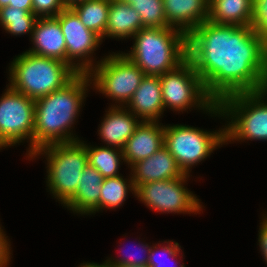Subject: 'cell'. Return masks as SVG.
I'll list each match as a JSON object with an SVG mask.
<instances>
[{
	"mask_svg": "<svg viewBox=\"0 0 267 267\" xmlns=\"http://www.w3.org/2000/svg\"><path fill=\"white\" fill-rule=\"evenodd\" d=\"M253 0H212L209 21L215 24L251 26Z\"/></svg>",
	"mask_w": 267,
	"mask_h": 267,
	"instance_id": "44dd1931",
	"label": "cell"
},
{
	"mask_svg": "<svg viewBox=\"0 0 267 267\" xmlns=\"http://www.w3.org/2000/svg\"><path fill=\"white\" fill-rule=\"evenodd\" d=\"M2 227L0 224V267H8L13 254L9 238Z\"/></svg>",
	"mask_w": 267,
	"mask_h": 267,
	"instance_id": "4dcf8cb0",
	"label": "cell"
},
{
	"mask_svg": "<svg viewBox=\"0 0 267 267\" xmlns=\"http://www.w3.org/2000/svg\"><path fill=\"white\" fill-rule=\"evenodd\" d=\"M127 178L122 175L104 178L99 197V211L120 208L128 199V193L130 192L135 196L136 189L131 173Z\"/></svg>",
	"mask_w": 267,
	"mask_h": 267,
	"instance_id": "603a6c76",
	"label": "cell"
},
{
	"mask_svg": "<svg viewBox=\"0 0 267 267\" xmlns=\"http://www.w3.org/2000/svg\"><path fill=\"white\" fill-rule=\"evenodd\" d=\"M56 18L66 42L67 64L77 73H89L100 62L93 55L102 39L85 27L72 8H65Z\"/></svg>",
	"mask_w": 267,
	"mask_h": 267,
	"instance_id": "7c38bea8",
	"label": "cell"
},
{
	"mask_svg": "<svg viewBox=\"0 0 267 267\" xmlns=\"http://www.w3.org/2000/svg\"><path fill=\"white\" fill-rule=\"evenodd\" d=\"M251 27L267 43V0H253Z\"/></svg>",
	"mask_w": 267,
	"mask_h": 267,
	"instance_id": "f1b7e54d",
	"label": "cell"
},
{
	"mask_svg": "<svg viewBox=\"0 0 267 267\" xmlns=\"http://www.w3.org/2000/svg\"><path fill=\"white\" fill-rule=\"evenodd\" d=\"M64 9L62 0H32V12L37 18L56 17Z\"/></svg>",
	"mask_w": 267,
	"mask_h": 267,
	"instance_id": "f546056e",
	"label": "cell"
},
{
	"mask_svg": "<svg viewBox=\"0 0 267 267\" xmlns=\"http://www.w3.org/2000/svg\"><path fill=\"white\" fill-rule=\"evenodd\" d=\"M163 6L168 25L186 35L209 19V0H163Z\"/></svg>",
	"mask_w": 267,
	"mask_h": 267,
	"instance_id": "ac0fdd59",
	"label": "cell"
},
{
	"mask_svg": "<svg viewBox=\"0 0 267 267\" xmlns=\"http://www.w3.org/2000/svg\"><path fill=\"white\" fill-rule=\"evenodd\" d=\"M267 43L251 26L203 22L187 35V59L208 95L223 98L260 91Z\"/></svg>",
	"mask_w": 267,
	"mask_h": 267,
	"instance_id": "6da1fadb",
	"label": "cell"
},
{
	"mask_svg": "<svg viewBox=\"0 0 267 267\" xmlns=\"http://www.w3.org/2000/svg\"><path fill=\"white\" fill-rule=\"evenodd\" d=\"M30 41L33 46L26 50L29 53L67 63L66 42L60 22L56 17L38 18Z\"/></svg>",
	"mask_w": 267,
	"mask_h": 267,
	"instance_id": "9a60e30c",
	"label": "cell"
},
{
	"mask_svg": "<svg viewBox=\"0 0 267 267\" xmlns=\"http://www.w3.org/2000/svg\"><path fill=\"white\" fill-rule=\"evenodd\" d=\"M103 57L88 73L91 89L112 100L110 106L125 107L146 74L121 51Z\"/></svg>",
	"mask_w": 267,
	"mask_h": 267,
	"instance_id": "ba28073f",
	"label": "cell"
},
{
	"mask_svg": "<svg viewBox=\"0 0 267 267\" xmlns=\"http://www.w3.org/2000/svg\"><path fill=\"white\" fill-rule=\"evenodd\" d=\"M225 145V125L219 130H205L184 124L164 125V146L185 174Z\"/></svg>",
	"mask_w": 267,
	"mask_h": 267,
	"instance_id": "9c48e42d",
	"label": "cell"
},
{
	"mask_svg": "<svg viewBox=\"0 0 267 267\" xmlns=\"http://www.w3.org/2000/svg\"><path fill=\"white\" fill-rule=\"evenodd\" d=\"M86 146L88 164L98 170L104 178L120 176V168L124 161L121 149L109 146L89 145L80 140Z\"/></svg>",
	"mask_w": 267,
	"mask_h": 267,
	"instance_id": "7402d4cb",
	"label": "cell"
},
{
	"mask_svg": "<svg viewBox=\"0 0 267 267\" xmlns=\"http://www.w3.org/2000/svg\"><path fill=\"white\" fill-rule=\"evenodd\" d=\"M0 97V151L29 143L26 158L33 154L35 100L13 90L8 84Z\"/></svg>",
	"mask_w": 267,
	"mask_h": 267,
	"instance_id": "30bf717a",
	"label": "cell"
},
{
	"mask_svg": "<svg viewBox=\"0 0 267 267\" xmlns=\"http://www.w3.org/2000/svg\"><path fill=\"white\" fill-rule=\"evenodd\" d=\"M129 170L135 189L149 182L176 179L186 175L165 146L152 156L136 162Z\"/></svg>",
	"mask_w": 267,
	"mask_h": 267,
	"instance_id": "5bb4252c",
	"label": "cell"
},
{
	"mask_svg": "<svg viewBox=\"0 0 267 267\" xmlns=\"http://www.w3.org/2000/svg\"><path fill=\"white\" fill-rule=\"evenodd\" d=\"M78 267H116L112 264L107 263L106 261L102 262V264L95 263V262H83Z\"/></svg>",
	"mask_w": 267,
	"mask_h": 267,
	"instance_id": "836d02e7",
	"label": "cell"
},
{
	"mask_svg": "<svg viewBox=\"0 0 267 267\" xmlns=\"http://www.w3.org/2000/svg\"><path fill=\"white\" fill-rule=\"evenodd\" d=\"M120 1H122V2H126V3H130L132 0H120Z\"/></svg>",
	"mask_w": 267,
	"mask_h": 267,
	"instance_id": "f35d334b",
	"label": "cell"
},
{
	"mask_svg": "<svg viewBox=\"0 0 267 267\" xmlns=\"http://www.w3.org/2000/svg\"><path fill=\"white\" fill-rule=\"evenodd\" d=\"M9 6L32 12V0H12L10 1Z\"/></svg>",
	"mask_w": 267,
	"mask_h": 267,
	"instance_id": "d6a6232c",
	"label": "cell"
},
{
	"mask_svg": "<svg viewBox=\"0 0 267 267\" xmlns=\"http://www.w3.org/2000/svg\"><path fill=\"white\" fill-rule=\"evenodd\" d=\"M129 4L138 11L143 27H170L164 14L163 0H132Z\"/></svg>",
	"mask_w": 267,
	"mask_h": 267,
	"instance_id": "484cf974",
	"label": "cell"
},
{
	"mask_svg": "<svg viewBox=\"0 0 267 267\" xmlns=\"http://www.w3.org/2000/svg\"><path fill=\"white\" fill-rule=\"evenodd\" d=\"M90 88L88 73H78L63 88L35 100L33 153L46 145L81 140L73 128Z\"/></svg>",
	"mask_w": 267,
	"mask_h": 267,
	"instance_id": "7a4b0ae2",
	"label": "cell"
},
{
	"mask_svg": "<svg viewBox=\"0 0 267 267\" xmlns=\"http://www.w3.org/2000/svg\"><path fill=\"white\" fill-rule=\"evenodd\" d=\"M191 176L186 174L176 179L139 185L135 197L150 210L162 214H200L204 206L196 194L186 186Z\"/></svg>",
	"mask_w": 267,
	"mask_h": 267,
	"instance_id": "8fae6325",
	"label": "cell"
},
{
	"mask_svg": "<svg viewBox=\"0 0 267 267\" xmlns=\"http://www.w3.org/2000/svg\"><path fill=\"white\" fill-rule=\"evenodd\" d=\"M260 91L267 97V54L265 57V71Z\"/></svg>",
	"mask_w": 267,
	"mask_h": 267,
	"instance_id": "e575fe53",
	"label": "cell"
},
{
	"mask_svg": "<svg viewBox=\"0 0 267 267\" xmlns=\"http://www.w3.org/2000/svg\"><path fill=\"white\" fill-rule=\"evenodd\" d=\"M39 156L46 159L47 192L64 205L75 194L88 165L86 146L80 140L46 145L33 153L29 161Z\"/></svg>",
	"mask_w": 267,
	"mask_h": 267,
	"instance_id": "5b68a950",
	"label": "cell"
},
{
	"mask_svg": "<svg viewBox=\"0 0 267 267\" xmlns=\"http://www.w3.org/2000/svg\"><path fill=\"white\" fill-rule=\"evenodd\" d=\"M125 107L141 121L160 122L165 111L160 77L145 75Z\"/></svg>",
	"mask_w": 267,
	"mask_h": 267,
	"instance_id": "e0dca14e",
	"label": "cell"
},
{
	"mask_svg": "<svg viewBox=\"0 0 267 267\" xmlns=\"http://www.w3.org/2000/svg\"><path fill=\"white\" fill-rule=\"evenodd\" d=\"M8 70V85L34 100L63 88L78 74L61 60L28 51L13 58Z\"/></svg>",
	"mask_w": 267,
	"mask_h": 267,
	"instance_id": "277c9868",
	"label": "cell"
},
{
	"mask_svg": "<svg viewBox=\"0 0 267 267\" xmlns=\"http://www.w3.org/2000/svg\"><path fill=\"white\" fill-rule=\"evenodd\" d=\"M75 194L63 205L75 215H95L99 212V197L104 177L89 164L82 171Z\"/></svg>",
	"mask_w": 267,
	"mask_h": 267,
	"instance_id": "d6986e66",
	"label": "cell"
},
{
	"mask_svg": "<svg viewBox=\"0 0 267 267\" xmlns=\"http://www.w3.org/2000/svg\"><path fill=\"white\" fill-rule=\"evenodd\" d=\"M116 267H149V266L148 265H145V266L120 265V266H116Z\"/></svg>",
	"mask_w": 267,
	"mask_h": 267,
	"instance_id": "74e56055",
	"label": "cell"
},
{
	"mask_svg": "<svg viewBox=\"0 0 267 267\" xmlns=\"http://www.w3.org/2000/svg\"><path fill=\"white\" fill-rule=\"evenodd\" d=\"M144 241L140 242L138 241V246L137 248L139 250V255L134 253H131L129 248V253L127 251V254L123 253L122 257H116L115 259L113 257H107L108 259H106L105 261L109 264H112L114 266H120V265H134V266H145L148 265V260H149V253H150V249H151V244L149 245V243H143ZM143 253V254H141ZM134 254V255H133ZM141 254V255H140ZM147 255V256H146Z\"/></svg>",
	"mask_w": 267,
	"mask_h": 267,
	"instance_id": "83f0119b",
	"label": "cell"
},
{
	"mask_svg": "<svg viewBox=\"0 0 267 267\" xmlns=\"http://www.w3.org/2000/svg\"><path fill=\"white\" fill-rule=\"evenodd\" d=\"M132 39L130 51L122 53L146 75L161 76L187 59V35L176 28L144 27Z\"/></svg>",
	"mask_w": 267,
	"mask_h": 267,
	"instance_id": "3957f363",
	"label": "cell"
},
{
	"mask_svg": "<svg viewBox=\"0 0 267 267\" xmlns=\"http://www.w3.org/2000/svg\"><path fill=\"white\" fill-rule=\"evenodd\" d=\"M225 118V144L267 141V97L261 92L238 93L219 103Z\"/></svg>",
	"mask_w": 267,
	"mask_h": 267,
	"instance_id": "8992f818",
	"label": "cell"
},
{
	"mask_svg": "<svg viewBox=\"0 0 267 267\" xmlns=\"http://www.w3.org/2000/svg\"><path fill=\"white\" fill-rule=\"evenodd\" d=\"M161 242L163 243L161 244ZM161 242H158L157 244L152 243L149 253L148 266L167 267V263H165L166 261L164 260V258L167 260L166 256H168L171 261H174V264H171L173 265V267H185L184 263H180V260L184 259V254H182V247L179 245V243L172 240H164Z\"/></svg>",
	"mask_w": 267,
	"mask_h": 267,
	"instance_id": "4316f807",
	"label": "cell"
},
{
	"mask_svg": "<svg viewBox=\"0 0 267 267\" xmlns=\"http://www.w3.org/2000/svg\"><path fill=\"white\" fill-rule=\"evenodd\" d=\"M110 0H86L76 4V12L86 28L96 33L101 39L105 36Z\"/></svg>",
	"mask_w": 267,
	"mask_h": 267,
	"instance_id": "cb8c5ba5",
	"label": "cell"
},
{
	"mask_svg": "<svg viewBox=\"0 0 267 267\" xmlns=\"http://www.w3.org/2000/svg\"><path fill=\"white\" fill-rule=\"evenodd\" d=\"M98 125V135L104 146L123 149L127 140L142 122L130 110L122 106H108Z\"/></svg>",
	"mask_w": 267,
	"mask_h": 267,
	"instance_id": "4fadbf2b",
	"label": "cell"
},
{
	"mask_svg": "<svg viewBox=\"0 0 267 267\" xmlns=\"http://www.w3.org/2000/svg\"><path fill=\"white\" fill-rule=\"evenodd\" d=\"M159 77L165 111L171 109L179 114L195 108L224 121L221 108L208 95L201 77L188 59Z\"/></svg>",
	"mask_w": 267,
	"mask_h": 267,
	"instance_id": "52a82bcc",
	"label": "cell"
},
{
	"mask_svg": "<svg viewBox=\"0 0 267 267\" xmlns=\"http://www.w3.org/2000/svg\"><path fill=\"white\" fill-rule=\"evenodd\" d=\"M83 1H86V0H62L65 8H72L76 4L81 3Z\"/></svg>",
	"mask_w": 267,
	"mask_h": 267,
	"instance_id": "d590c367",
	"label": "cell"
},
{
	"mask_svg": "<svg viewBox=\"0 0 267 267\" xmlns=\"http://www.w3.org/2000/svg\"><path fill=\"white\" fill-rule=\"evenodd\" d=\"M144 28L141 16L130 4L120 0H110L105 36L110 39L126 40Z\"/></svg>",
	"mask_w": 267,
	"mask_h": 267,
	"instance_id": "ffe728a7",
	"label": "cell"
},
{
	"mask_svg": "<svg viewBox=\"0 0 267 267\" xmlns=\"http://www.w3.org/2000/svg\"><path fill=\"white\" fill-rule=\"evenodd\" d=\"M260 226L258 230V246L259 252H261L262 258L267 264V214H262V218L260 220Z\"/></svg>",
	"mask_w": 267,
	"mask_h": 267,
	"instance_id": "1f68e13d",
	"label": "cell"
},
{
	"mask_svg": "<svg viewBox=\"0 0 267 267\" xmlns=\"http://www.w3.org/2000/svg\"><path fill=\"white\" fill-rule=\"evenodd\" d=\"M37 19L33 12L27 10L12 6L0 8V26L13 36L29 34L31 38Z\"/></svg>",
	"mask_w": 267,
	"mask_h": 267,
	"instance_id": "d4e9b609",
	"label": "cell"
},
{
	"mask_svg": "<svg viewBox=\"0 0 267 267\" xmlns=\"http://www.w3.org/2000/svg\"><path fill=\"white\" fill-rule=\"evenodd\" d=\"M164 146V125L161 122L142 121L125 143L122 153L125 164H133L152 156Z\"/></svg>",
	"mask_w": 267,
	"mask_h": 267,
	"instance_id": "2e32d148",
	"label": "cell"
},
{
	"mask_svg": "<svg viewBox=\"0 0 267 267\" xmlns=\"http://www.w3.org/2000/svg\"><path fill=\"white\" fill-rule=\"evenodd\" d=\"M12 0H0V8L9 6V3Z\"/></svg>",
	"mask_w": 267,
	"mask_h": 267,
	"instance_id": "8d00e7d4",
	"label": "cell"
}]
</instances>
